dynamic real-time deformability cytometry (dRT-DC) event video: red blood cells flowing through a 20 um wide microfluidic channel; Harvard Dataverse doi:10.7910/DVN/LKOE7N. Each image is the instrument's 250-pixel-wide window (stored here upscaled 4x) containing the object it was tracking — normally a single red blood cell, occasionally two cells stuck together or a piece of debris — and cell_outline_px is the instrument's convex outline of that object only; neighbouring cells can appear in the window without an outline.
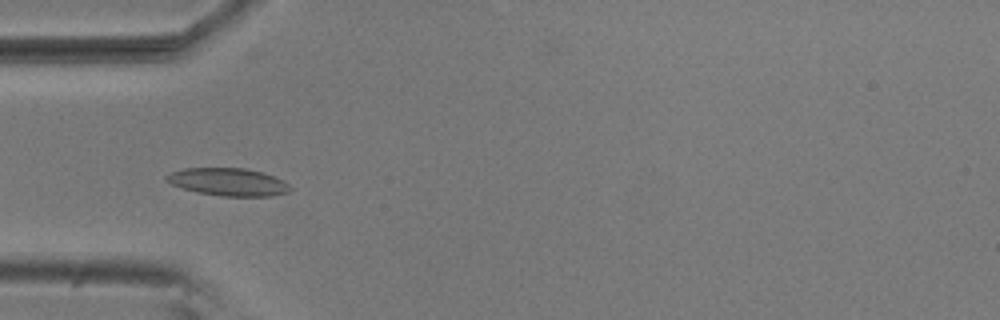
{"species": "common noctule bat (a hibernating species)", "species_latin": "Nyctalus noctula", "temperature_condition": "room temperature", "stored_images_in_passage": 20, "camera_frame_rate_fps": 3000, "um_per_image_px": 0.085, "animal": {"sex": "male", "body_mass_g": 20.5, "forearm_length_mm": 52.5}, "frame": {"image": 1, "passage_image": 4, "time_ms": 1.0, "image_size_px": [1000, 320], "cell_outline_px": [[292, 192], [272, 196], [220, 196], [196, 192], [172, 184], [164, 180], [164, 176], [172, 172], [184, 168], [244, 168], [264, 172], [284, 180], [292, 188]], "centroid_in_image_um": [19.44, 15.47], "position_along_channel_um": 65.6, "area_um2": 20.17}}